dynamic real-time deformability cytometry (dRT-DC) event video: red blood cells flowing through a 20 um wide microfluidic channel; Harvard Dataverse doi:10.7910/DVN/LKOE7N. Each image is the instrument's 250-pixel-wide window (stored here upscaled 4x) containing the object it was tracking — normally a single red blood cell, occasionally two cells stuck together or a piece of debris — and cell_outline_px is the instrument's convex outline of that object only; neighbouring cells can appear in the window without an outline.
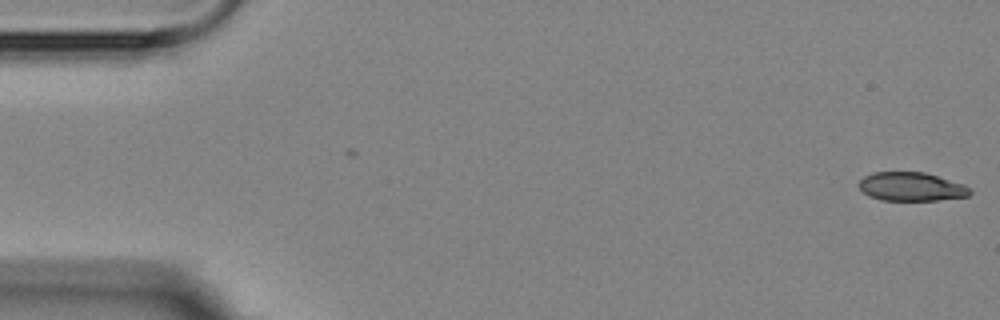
{"species": "Egyptian fruit bat (a non-hibernating species)", "species_latin": "Rousettus aegyptiacus", "temperature_condition": "room temperature", "stored_images_in_passage": 2, "camera_frame_rate_fps": 3000, "um_per_image_px": 0.085, "animal": {"sex": "female"}, "frame": {"image": 1, "passage_image": 2, "time_ms": 1.333, "image_size_px": [1000, 320], "cell_outline_px": [[972, 192], [968, 196], [940, 200], [880, 200], [868, 196], [860, 188], [860, 180], [864, 176], [872, 172], [924, 172], [964, 184]], "centroid_in_image_um": [77.46, 15.87], "position_along_channel_um": 7.5, "area_um2": 18.5}}